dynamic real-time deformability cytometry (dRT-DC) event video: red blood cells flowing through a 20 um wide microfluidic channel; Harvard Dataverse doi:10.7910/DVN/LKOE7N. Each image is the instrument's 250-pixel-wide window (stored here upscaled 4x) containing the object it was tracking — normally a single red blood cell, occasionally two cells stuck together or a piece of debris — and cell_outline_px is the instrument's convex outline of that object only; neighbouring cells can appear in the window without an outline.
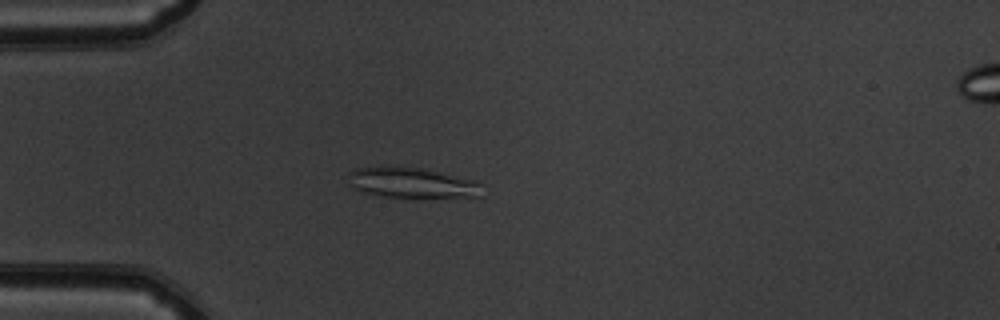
{"species": "common noctule bat (a hibernating species)", "species_latin": "Nyctalus noctula", "temperature_condition": "warm", "stored_images_in_passage": 53, "camera_frame_rate_fps": 3000, "um_per_image_px": 0.085, "animal": {"sex": "male", "body_mass_g": 19.5, "forearm_length_mm": 54.6}, "frame": {"image": 1, "passage_image": 15, "time_ms": 4.667, "image_size_px": [1000, 320], "cell_outline_px": [[484, 196], [416, 200], [372, 196], [360, 192], [352, 188], [348, 172], [356, 168], [384, 164], [420, 168], [440, 172], [476, 180], [484, 184]], "centroid_in_image_um": [35.04, 15.58], "position_along_channel_um": 50.0, "area_um2": 25.78}}
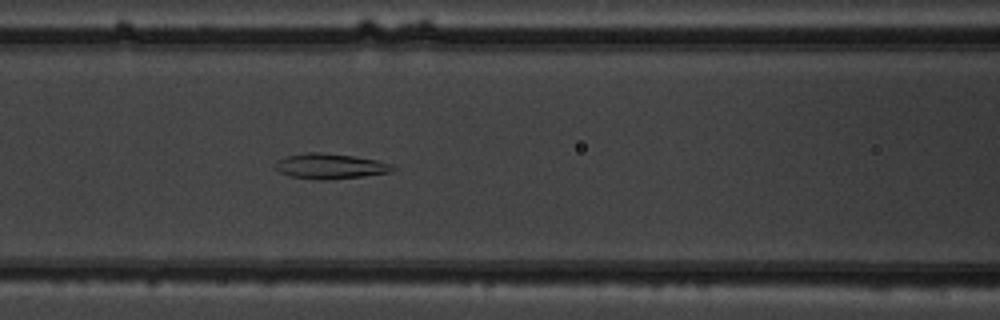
{"frame": {"image": 2, "passage_image": 23, "time_ms": 7.333, "image_size_px": [1000, 320], "cell_outline_px": [[396, 168], [392, 172], [364, 176], [328, 180], [316, 180], [288, 176], [272, 168], [276, 160], [288, 156], [308, 152], [320, 152], [352, 156], [376, 160], [392, 164]], "centroid_in_image_um": [28.03, 14.14], "position_along_channel_um": 138.6, "area_um2": 17.51}}
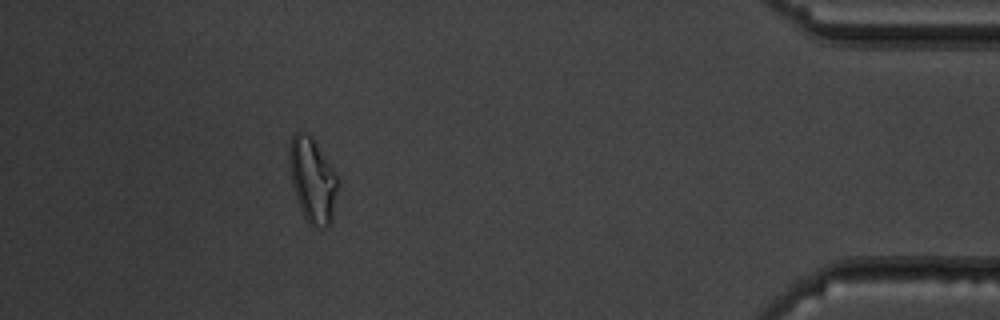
{"frame": {"image": 3, "passage_image": 48, "time_ms": 15.667, "image_size_px": [1000, 320], "cell_outline_px": [[340, 184], [332, 220], [324, 228], [308, 224], [300, 208], [292, 184], [288, 164], [288, 148], [292, 136], [296, 132], [308, 132], [312, 136], [340, 180]], "centroid_in_image_um": [26.57, 15.29], "position_along_channel_um": 408.6, "area_um2": 24.33}, "authors_computed_cell_mechanics": {"area_um2": 20.6346, "velocity_mm_per_s": 3.8376, "shape_relaxation_time_tau1_ms": null, "shape_relaxation_time_tau2_ms": 3.4803, "deformation_change_tau1": null, "deformation_change_tau2": 0.1214}}